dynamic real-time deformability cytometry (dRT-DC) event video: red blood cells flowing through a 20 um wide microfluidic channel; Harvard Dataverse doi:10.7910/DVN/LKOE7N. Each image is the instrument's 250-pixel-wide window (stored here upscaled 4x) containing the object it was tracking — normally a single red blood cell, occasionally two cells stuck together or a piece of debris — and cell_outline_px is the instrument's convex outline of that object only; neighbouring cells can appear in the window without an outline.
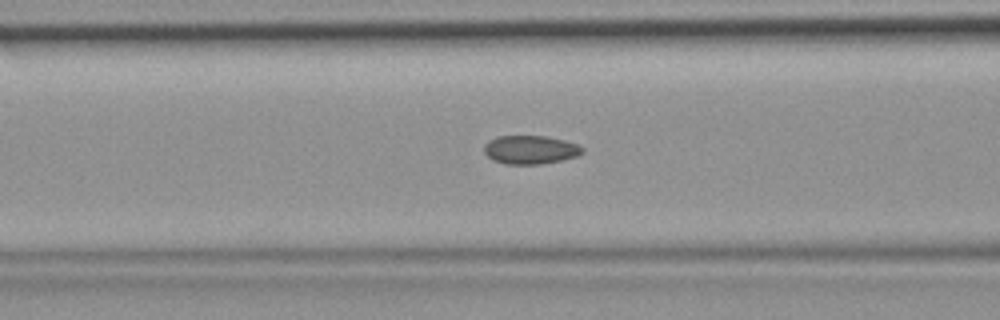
{"species": "common noctule bat (a hibernating species)", "species_latin": "Nyctalus noctula", "temperature_condition": "room temperature", "stored_images_in_passage": 31, "camera_frame_rate_fps": 3000, "um_per_image_px": 0.085, "animal": {"sex": "female", "body_mass_g": 19.9}, "frame": {"image": 1, "passage_image": 10, "time_ms": 3.0, "image_size_px": [1000, 320], "cell_outline_px": [[584, 152], [576, 156], [560, 160], [540, 164], [504, 164], [492, 160], [484, 152], [484, 144], [488, 140], [496, 136], [544, 136], [564, 140], [576, 144], [584, 148]], "centroid_in_image_um": [45.04, 12.72], "position_along_channel_um": 121.6, "area_um2": 16.36}}
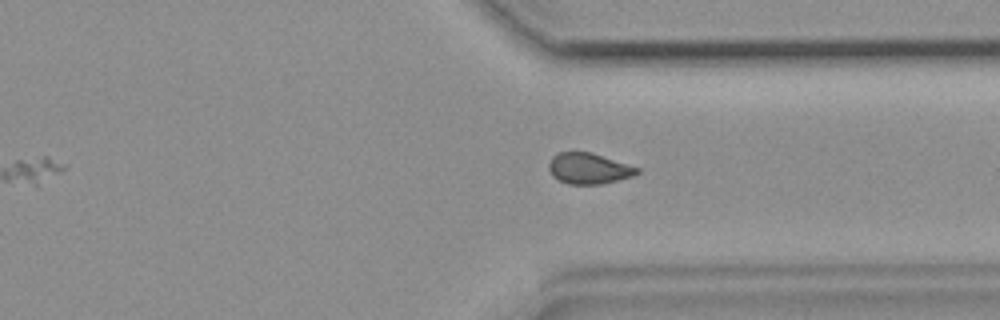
{"frame": {"image": 2, "passage_image": 26, "time_ms": 8.333, "image_size_px": [1000, 320], "cell_outline_px": [[640, 172], [632, 176], [600, 184], [568, 184], [552, 176], [548, 168], [548, 164], [552, 156], [560, 152], [572, 148], [592, 152], [640, 168]], "centroid_in_image_um": [50.0, 14.27], "position_along_channel_um": 361.4, "area_um2": 16.3}}
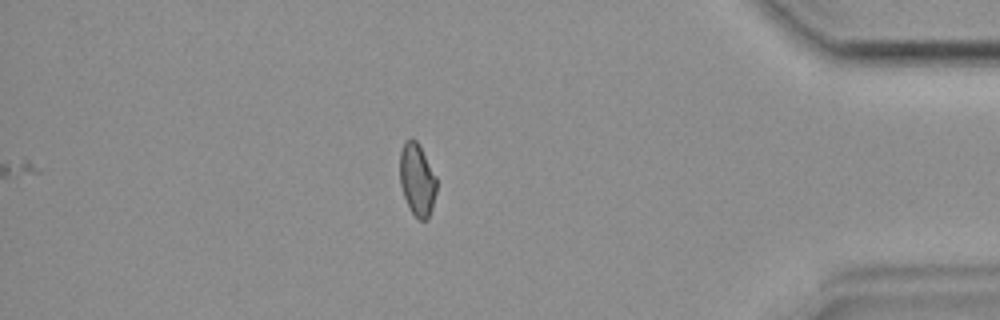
{"frame": {"image": 3, "passage_image": 31, "time_ms": 10.0, "image_size_px": [1000, 320], "cell_outline_px": [[436, 192], [432, 208], [428, 220], [420, 220], [412, 212], [404, 196], [400, 184], [400, 152], [404, 140], [412, 136], [420, 144], [436, 176]], "centroid_in_image_um": [35.46, 15.21], "position_along_channel_um": 399.7, "area_um2": 15.66}}